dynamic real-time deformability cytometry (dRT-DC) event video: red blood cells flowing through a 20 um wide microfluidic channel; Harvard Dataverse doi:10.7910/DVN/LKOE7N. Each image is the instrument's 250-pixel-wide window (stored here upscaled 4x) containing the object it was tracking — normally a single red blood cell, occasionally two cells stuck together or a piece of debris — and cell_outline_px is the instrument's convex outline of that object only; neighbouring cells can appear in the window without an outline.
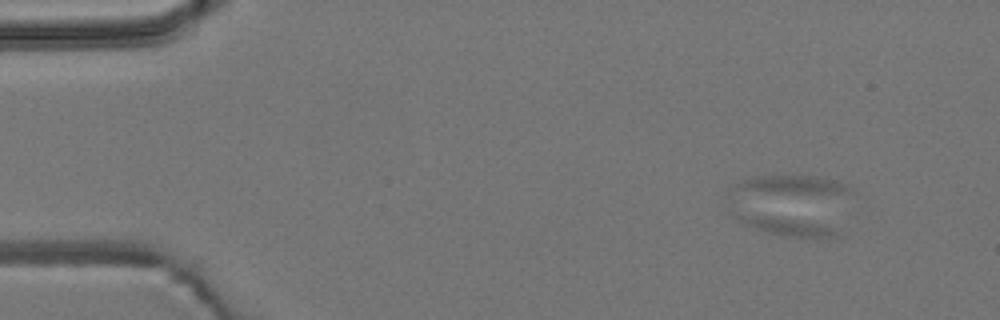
{"species": "common noctule bat (a hibernating species)", "species_latin": "Nyctalus noctula", "temperature_condition": "room temperature", "stored_images_in_passage": 5, "camera_frame_rate_fps": 3000, "um_per_image_px": 0.085, "animal": {"sex": "male", "body_mass_g": 19.2, "forearm_length_mm": 51.8}, "frame": {"image": 1, "passage_image": 2, "time_ms": 0.333, "image_size_px": [1000, 320], "cell_outline_px": [[836, 236], [816, 240], [780, 236], [744, 224], [732, 216], [728, 212], [736, 212], [768, 216], [796, 220], [820, 224], [832, 228], [836, 232]], "centroid_in_image_um": [66.79, 19.26], "position_along_channel_um": 18.2, "area_um2": 10.81}}
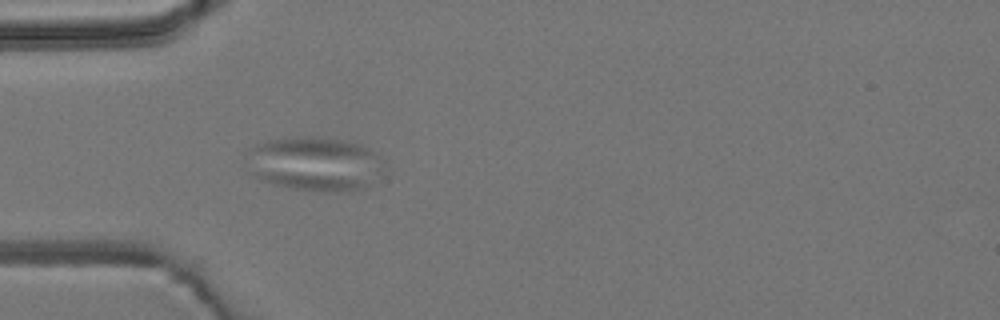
{"frame": {"image": 2, "passage_image": 5, "time_ms": 1.333, "image_size_px": [1000, 320], "cell_outline_px": [[368, 184], [348, 192], [320, 192], [288, 188], [252, 176], [252, 172], [276, 168], [332, 176], [356, 180]], "centroid_in_image_um": [26.18, 15.37], "position_along_channel_um": 58.8, "area_um2": 11.56}}